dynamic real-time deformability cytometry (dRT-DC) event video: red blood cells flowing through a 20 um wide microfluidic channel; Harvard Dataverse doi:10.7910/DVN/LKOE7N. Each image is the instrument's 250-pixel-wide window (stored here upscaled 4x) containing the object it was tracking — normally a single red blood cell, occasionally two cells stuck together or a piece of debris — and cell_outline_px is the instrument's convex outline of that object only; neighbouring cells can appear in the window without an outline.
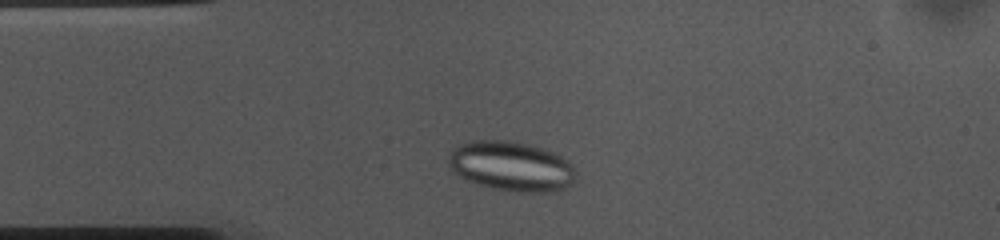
{"species": "common noctule bat (a hibernating species)", "species_latin": "Nyctalus noctula", "temperature_condition": "cold", "stored_images_in_passage": 36, "camera_frame_rate_fps": 3000, "um_per_image_px": 0.085, "animal": {"sex": "female", "body_mass_g": 10.0, "forearm_length_mm": 53.1}, "frame": {"image": 1, "passage_image": 5, "time_ms": 1.333, "image_size_px": [1000, 240], "cell_outline_px": [[576, 176], [572, 184], [556, 192], [516, 192], [492, 188], [476, 184], [464, 180], [448, 164], [448, 156], [452, 148], [460, 144], [472, 140], [512, 140], [536, 144], [560, 156], [572, 164], [576, 172]], "centroid_in_image_um": [43.47, 14.12], "position_along_channel_um": 41.5, "area_um2": 37.57}}
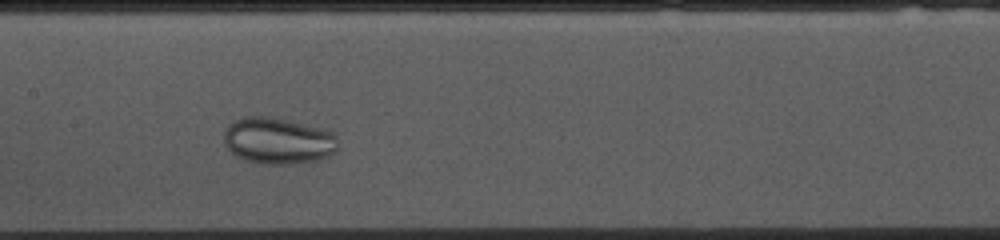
{"frame": {"image": 2, "passage_image": 18, "time_ms": 5.667, "image_size_px": [1000, 240], "cell_outline_px": [[336, 148], [328, 156], [320, 160], [292, 164], [264, 164], [248, 160], [236, 156], [224, 144], [224, 128], [228, 124], [244, 116], [268, 116], [320, 128], [332, 132], [336, 136]], "centroid_in_image_um": [23.59, 11.97], "position_along_channel_um": 183.8, "area_um2": 30.69}}
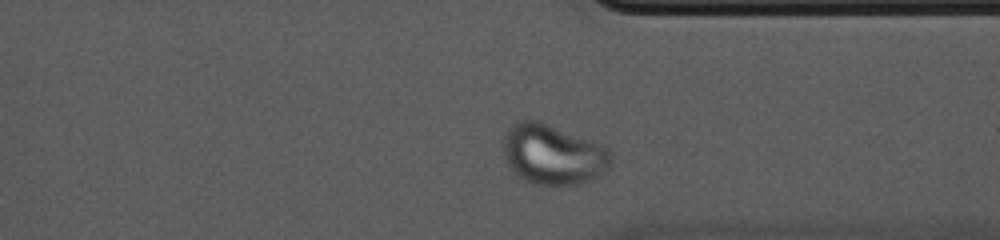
{"frame": {"image": 3, "passage_image": 33, "time_ms": 10.667, "image_size_px": [1000, 240], "cell_outline_px": [[612, 160], [608, 168], [600, 176], [592, 180], [576, 184], [532, 184], [524, 180], [512, 172], [504, 156], [504, 136], [508, 128], [512, 124], [520, 120], [540, 120], [604, 144], [612, 152]], "centroid_in_image_um": [47.03, 13.11], "position_along_channel_um": 364.4, "area_um2": 38.32}}